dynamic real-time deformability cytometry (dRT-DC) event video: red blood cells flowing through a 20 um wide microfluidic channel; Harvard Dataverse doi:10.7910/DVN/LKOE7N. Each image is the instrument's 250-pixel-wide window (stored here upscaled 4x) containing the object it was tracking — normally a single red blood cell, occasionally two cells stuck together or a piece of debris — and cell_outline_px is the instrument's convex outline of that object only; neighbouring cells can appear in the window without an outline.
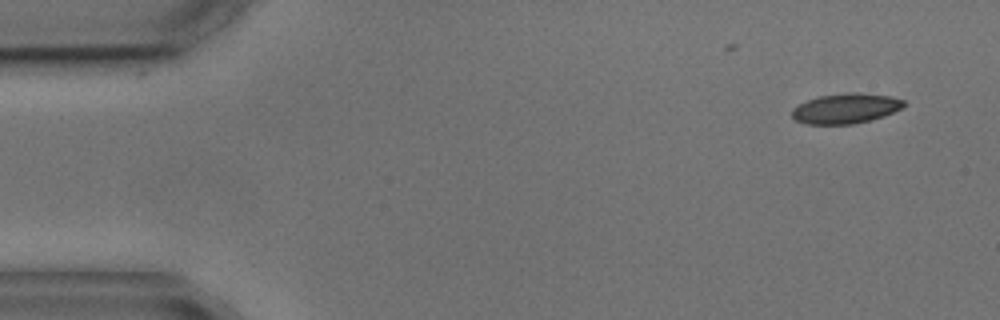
{"species": "common noctule bat (a hibernating species)", "species_latin": "Nyctalus noctula", "temperature_condition": "cold", "stored_images_in_passage": 4, "camera_frame_rate_fps": 3000, "um_per_image_px": 0.085, "animal": {"sex": "male", "body_mass_g": 17.9, "forearm_length_mm": 54.2}, "frame": {"image": 1, "passage_image": 1, "time_ms": 0.0, "image_size_px": [1000, 320], "cell_outline_px": [[904, 104], [900, 108], [884, 116], [872, 120], [852, 124], [808, 124], [796, 120], [792, 116], [792, 108], [808, 100], [820, 96], [848, 92], [856, 92], [892, 96], [904, 100]], "centroid_in_image_um": [71.89, 9.21], "position_along_channel_um": 13.1, "area_um2": 19.48}}
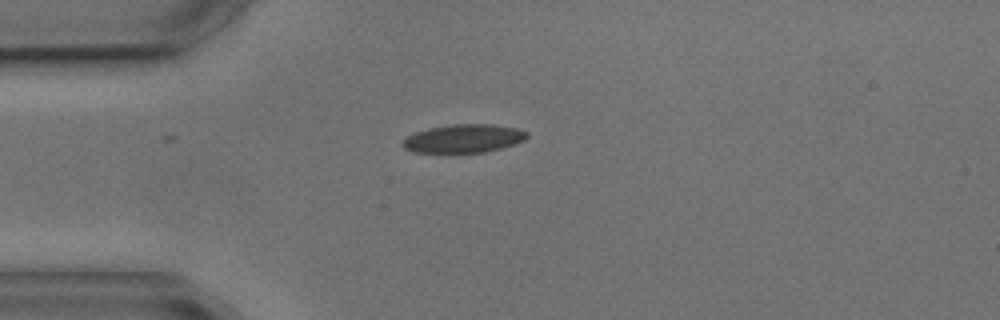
{"frame": {"image": 2, "passage_image": 4, "time_ms": 3.333, "image_size_px": [1000, 320], "cell_outline_px": [[528, 136], [524, 140], [516, 144], [484, 152], [448, 156], [416, 152], [404, 148], [400, 144], [408, 136], [416, 132], [432, 128], [452, 124], [492, 124], [520, 128], [528, 132]], "centroid_in_image_um": [39.41, 11.82], "position_along_channel_um": 45.6, "area_um2": 21.39}}